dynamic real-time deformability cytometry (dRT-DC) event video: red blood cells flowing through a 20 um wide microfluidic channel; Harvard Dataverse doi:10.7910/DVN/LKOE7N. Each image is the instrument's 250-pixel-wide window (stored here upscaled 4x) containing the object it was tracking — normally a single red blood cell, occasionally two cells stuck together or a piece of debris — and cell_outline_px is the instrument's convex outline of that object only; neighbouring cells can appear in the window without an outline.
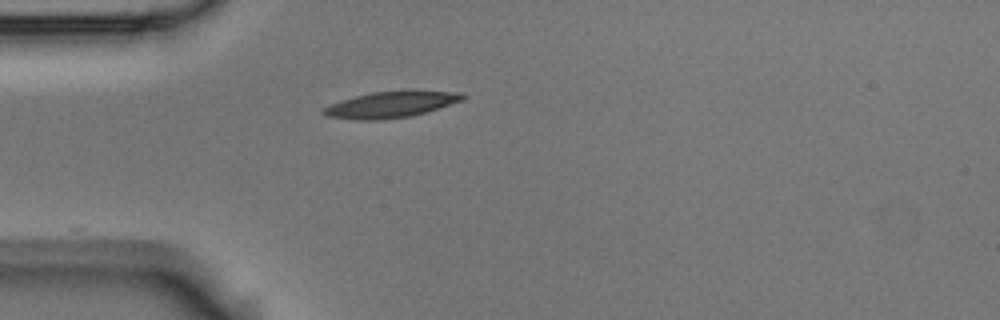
{"species": "Egyptian fruit bat (a non-hibernating species)", "species_latin": "Rousettus aegyptiacus", "temperature_condition": "room temperature", "stored_images_in_passage": 33, "camera_frame_rate_fps": 3000, "um_per_image_px": 0.085, "animal": {"sex": "male"}, "frame": {"image": 1, "passage_image": 1, "time_ms": 0.0, "image_size_px": [1000, 320], "cell_outline_px": [[468, 96], [464, 100], [412, 116], [380, 120], [352, 120], [324, 116], [320, 112], [324, 108], [340, 100], [372, 92], [464, 92]], "centroid_in_image_um": [33.18, 8.92], "position_along_channel_um": 51.8, "area_um2": 20.87}}
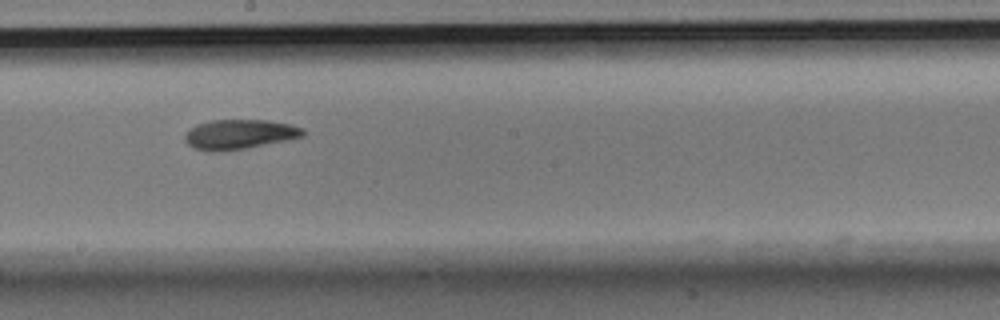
{"frame": {"image": 2, "passage_image": 16, "time_ms": 5.0, "image_size_px": [1000, 320], "cell_outline_px": [[304, 136], [244, 148], [196, 148], [188, 144], [184, 140], [184, 136], [196, 124], [212, 120], [264, 120], [288, 124], [304, 128]], "centroid_in_image_um": [20.39, 11.36], "position_along_channel_um": 227.8, "area_um2": 19.25}}
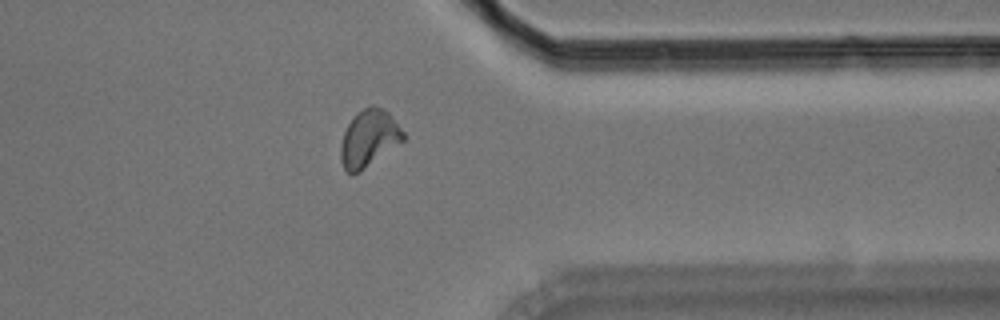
{"frame": {"image": 3, "passage_image": 29, "time_ms": 9.333, "image_size_px": [1000, 320], "cell_outline_px": [[404, 140], [352, 176], [344, 168], [340, 160], [340, 144], [344, 132], [348, 124], [356, 112], [372, 104], [384, 108], [388, 112], [404, 132]], "centroid_in_image_um": [31.33, 11.73], "position_along_channel_um": 380.1, "area_um2": 20.58}, "authors_computed_cell_mechanics": {"area_um2": 20.23, "velocity_mm_per_s": 3.6897, "shape_relaxation_time_tau1_ms": 5.5061, "shape_relaxation_time_tau2_ms": 3.8867, "deformation_change_tau1": 0.165, "deformation_change_tau2": 0.088}}